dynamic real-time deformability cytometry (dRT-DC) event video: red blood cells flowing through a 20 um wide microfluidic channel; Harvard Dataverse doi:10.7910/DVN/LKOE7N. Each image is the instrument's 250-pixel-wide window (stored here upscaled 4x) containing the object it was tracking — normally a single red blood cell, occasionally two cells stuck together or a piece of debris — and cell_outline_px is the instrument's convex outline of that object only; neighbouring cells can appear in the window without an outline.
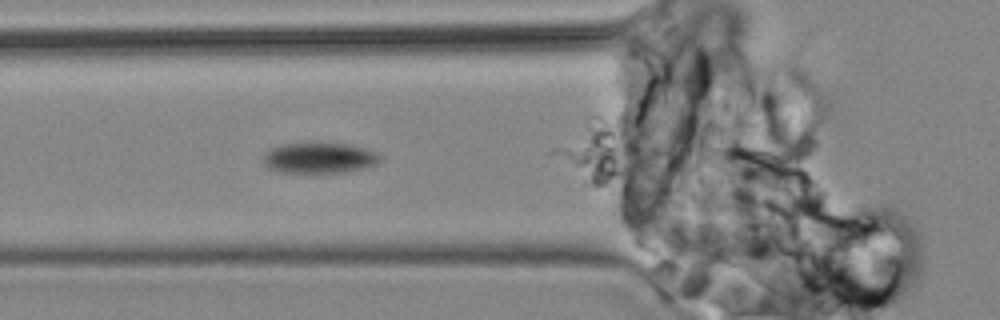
{"species": "common noctule bat (a hibernating species)", "species_latin": "Nyctalus noctula", "temperature_condition": "cold", "stored_images_in_passage": 10, "camera_frame_rate_fps": 3000, "um_per_image_px": 0.085, "animal": {"sex": "male", "body_mass_g": 19.2, "forearm_length_mm": 51.8}, "frame": {"image": 1, "passage_image": 10, "time_ms": 13.0, "image_size_px": [1000, 320], "cell_outline_px": [[380, 160], [376, 164], [364, 168], [344, 172], [276, 172], [268, 168], [260, 160], [264, 152], [280, 144], [312, 140], [352, 144], [364, 148], [380, 156]], "centroid_in_image_um": [27.04, 13.37], "position_along_channel_um": 98.8, "area_um2": 21.73}}